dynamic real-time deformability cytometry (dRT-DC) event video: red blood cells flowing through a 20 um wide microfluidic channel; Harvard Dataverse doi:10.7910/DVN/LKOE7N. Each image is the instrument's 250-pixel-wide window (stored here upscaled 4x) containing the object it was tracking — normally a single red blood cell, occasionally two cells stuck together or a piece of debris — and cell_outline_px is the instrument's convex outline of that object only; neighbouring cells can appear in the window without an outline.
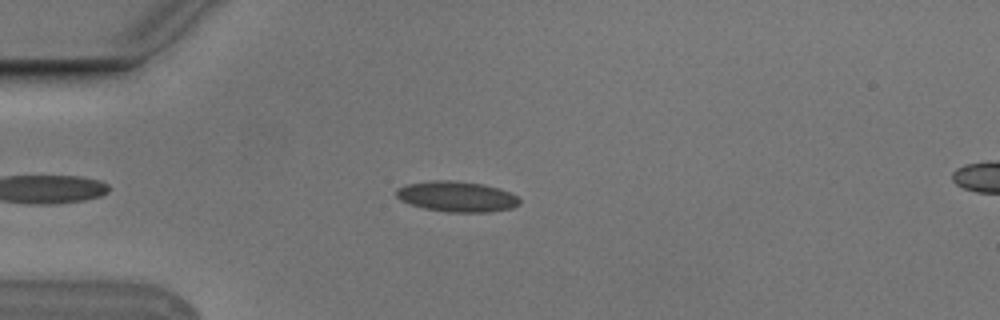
{"species": "Egyptian fruit bat (a non-hibernating species)", "species_latin": "Rousettus aegyptiacus", "temperature_condition": "cold", "stored_images_in_passage": 5, "camera_frame_rate_fps": 3000, "um_per_image_px": 0.085, "animal": {"sex": "male"}, "frame": {"image": 1, "passage_image": 2, "time_ms": 0.333, "image_size_px": [1000, 320], "cell_outline_px": [[520, 204], [512, 208], [488, 212], [448, 212], [424, 208], [408, 204], [400, 200], [396, 196], [396, 188], [408, 184], [432, 180], [452, 180], [484, 184], [500, 188], [516, 196], [520, 200]], "centroid_in_image_um": [38.81, 16.7], "position_along_channel_um": 46.2, "area_um2": 22.02}}
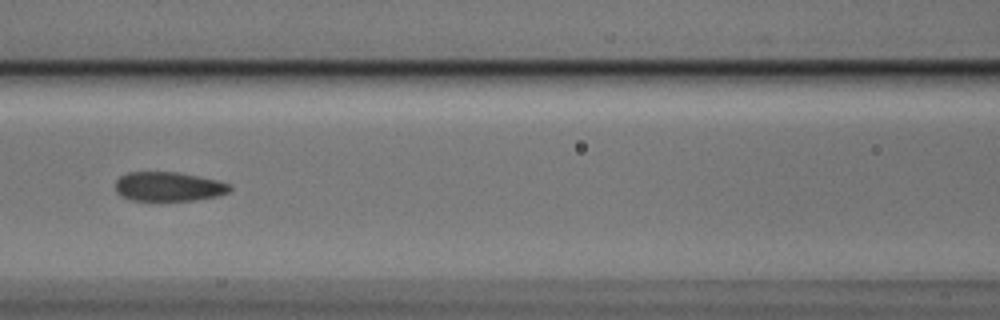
{"frame": {"image": 2, "passage_image": 5, "time_ms": 1.333, "image_size_px": [1000, 320], "cell_outline_px": [[232, 188], [228, 192], [216, 196], [196, 200], [128, 200], [116, 192], [116, 180], [120, 176], [128, 172], [176, 172], [216, 180], [232, 184]], "centroid_in_image_um": [14.31, 15.86], "position_along_channel_um": 152.3, "area_um2": 19.42}}